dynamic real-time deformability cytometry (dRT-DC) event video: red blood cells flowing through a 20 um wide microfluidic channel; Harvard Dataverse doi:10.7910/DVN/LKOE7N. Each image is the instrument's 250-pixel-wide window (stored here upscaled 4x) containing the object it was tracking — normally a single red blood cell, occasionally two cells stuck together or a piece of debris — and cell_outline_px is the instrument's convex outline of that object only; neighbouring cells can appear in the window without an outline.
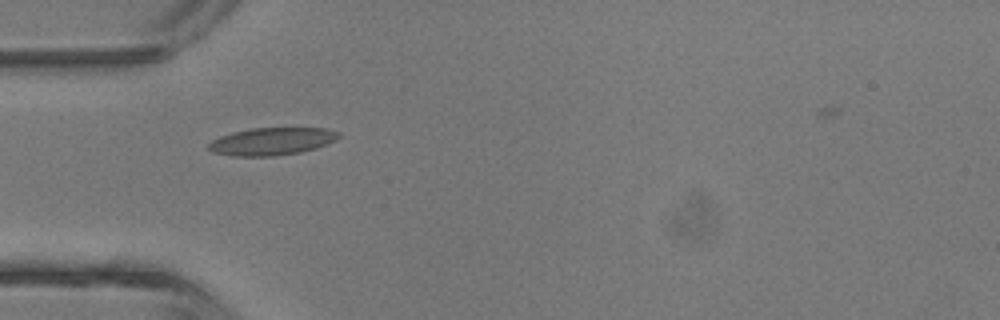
{"species": "common noctule bat (a hibernating species)", "species_latin": "Nyctalus noctula", "temperature_condition": "room temperature", "stored_images_in_passage": 2, "camera_frame_rate_fps": 3000, "um_per_image_px": 0.085, "animal": {"sex": "male", "body_mass_g": 13.3}, "frame": {"image": 1, "passage_image": 1, "time_ms": 0.0, "image_size_px": [1000, 320], "cell_outline_px": [[340, 136], [336, 140], [328, 144], [316, 148], [300, 152], [272, 156], [232, 156], [212, 152], [208, 148], [208, 144], [212, 140], [220, 136], [232, 132], [252, 128], [324, 128], [340, 132]], "centroid_in_image_um": [23.11, 12.01], "position_along_channel_um": 61.9, "area_um2": 20.92}}
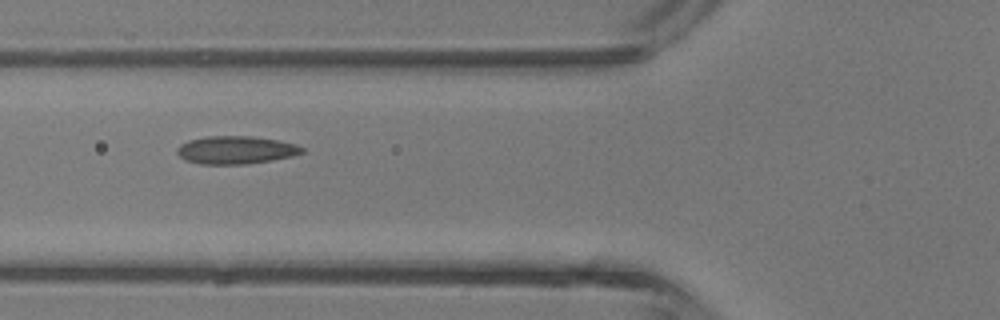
{"frame": {"image": 2, "passage_image": 2, "time_ms": 1.0, "image_size_px": [1000, 320], "cell_outline_px": [[304, 152], [292, 156], [272, 160], [248, 164], [200, 164], [184, 160], [176, 152], [176, 148], [180, 144], [188, 140], [208, 136], [252, 136], [276, 140], [296, 144], [304, 148]], "centroid_in_image_um": [20.02, 12.75], "position_along_channel_um": 105.8, "area_um2": 20.4}}